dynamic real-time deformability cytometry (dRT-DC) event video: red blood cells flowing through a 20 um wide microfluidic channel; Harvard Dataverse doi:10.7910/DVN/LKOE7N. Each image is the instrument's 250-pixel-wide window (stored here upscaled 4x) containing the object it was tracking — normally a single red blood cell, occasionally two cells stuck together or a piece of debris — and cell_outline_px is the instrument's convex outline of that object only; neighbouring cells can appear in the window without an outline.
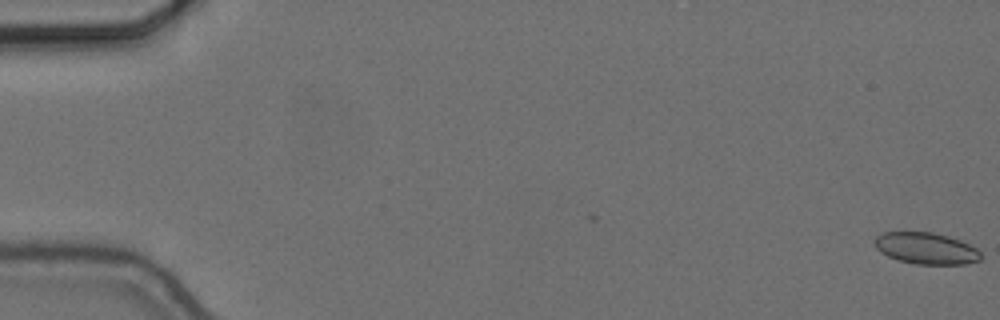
{"species": "common noctule bat (a hibernating species)", "species_latin": "Nyctalus noctula", "temperature_condition": "cold", "stored_images_in_passage": 11, "camera_frame_rate_fps": 3000, "um_per_image_px": 0.085, "animal": {"sex": "female", "body_mass_g": 24.6, "forearm_length_mm": 56.2}, "frame": {"image": 1, "passage_image": 1, "time_ms": 0.0, "image_size_px": [1000, 320], "cell_outline_px": [[980, 260], [964, 264], [916, 264], [900, 260], [888, 256], [880, 252], [876, 248], [872, 240], [876, 236], [884, 232], [932, 232], [948, 236], [960, 240], [976, 248], [980, 252]], "centroid_in_image_um": [78.68, 21.1], "position_along_channel_um": 6.3, "area_um2": 19.48}}